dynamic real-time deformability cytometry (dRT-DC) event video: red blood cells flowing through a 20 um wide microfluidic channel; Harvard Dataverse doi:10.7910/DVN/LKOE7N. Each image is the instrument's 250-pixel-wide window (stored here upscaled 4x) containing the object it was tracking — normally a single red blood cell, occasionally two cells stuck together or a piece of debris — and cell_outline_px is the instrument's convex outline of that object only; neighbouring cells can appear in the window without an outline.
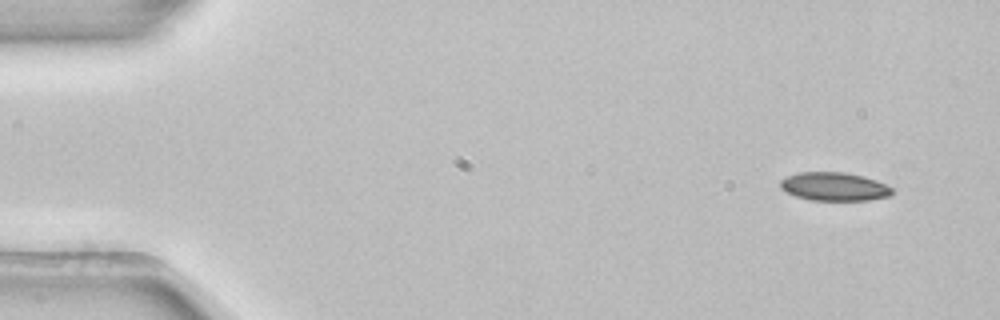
{"species": "common noctule bat (a hibernating species)", "species_latin": "Nyctalus noctula", "temperature_condition": "room temperature", "stored_images_in_passage": 3, "camera_frame_rate_fps": 3000, "um_per_image_px": 0.085, "animal": {"sex": "female", "body_mass_g": 22.7, "forearm_length_mm": 54.2}, "frame": {"image": 1, "passage_image": 1, "time_ms": 0.0, "image_size_px": [1000, 320], "cell_outline_px": [[892, 192], [888, 196], [868, 200], [812, 200], [796, 196], [784, 192], [780, 188], [780, 180], [788, 176], [800, 172], [844, 172], [864, 176], [876, 180], [892, 188]], "centroid_in_image_um": [70.87, 15.85], "position_along_channel_um": 14.1, "area_um2": 18.44}}